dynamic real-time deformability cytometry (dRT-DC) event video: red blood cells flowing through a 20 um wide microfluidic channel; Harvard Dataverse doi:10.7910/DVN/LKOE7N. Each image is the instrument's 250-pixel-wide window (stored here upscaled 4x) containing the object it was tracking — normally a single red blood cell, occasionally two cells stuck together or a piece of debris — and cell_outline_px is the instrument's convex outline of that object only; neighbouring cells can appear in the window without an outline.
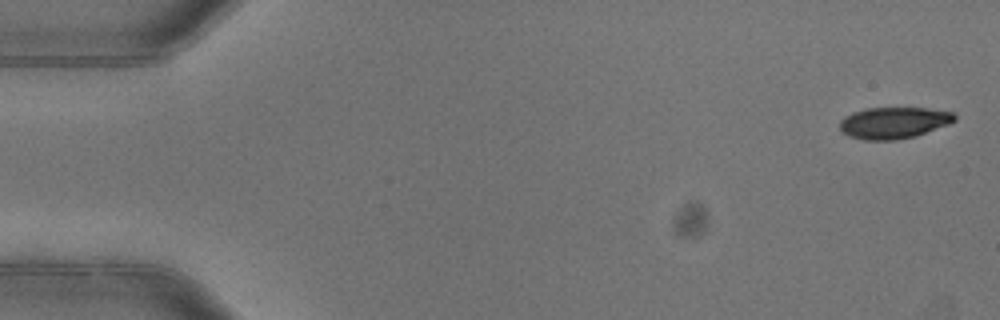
{"species": "common noctule bat (a hibernating species)", "species_latin": "Nyctalus noctula", "temperature_condition": "warm", "stored_images_in_passage": 5, "camera_frame_rate_fps": 3000, "um_per_image_px": 0.085, "animal": {"sex": "female"}, "frame": {"image": 1, "passage_image": 1, "time_ms": 0.0, "image_size_px": [1000, 320], "cell_outline_px": [[956, 120], [948, 124], [916, 136], [896, 140], [864, 140], [848, 136], [840, 132], [840, 120], [844, 116], [852, 112], [868, 108], [928, 108], [952, 112], [956, 116]], "centroid_in_image_um": [75.93, 10.44], "position_along_channel_um": 9.1, "area_um2": 21.21}}